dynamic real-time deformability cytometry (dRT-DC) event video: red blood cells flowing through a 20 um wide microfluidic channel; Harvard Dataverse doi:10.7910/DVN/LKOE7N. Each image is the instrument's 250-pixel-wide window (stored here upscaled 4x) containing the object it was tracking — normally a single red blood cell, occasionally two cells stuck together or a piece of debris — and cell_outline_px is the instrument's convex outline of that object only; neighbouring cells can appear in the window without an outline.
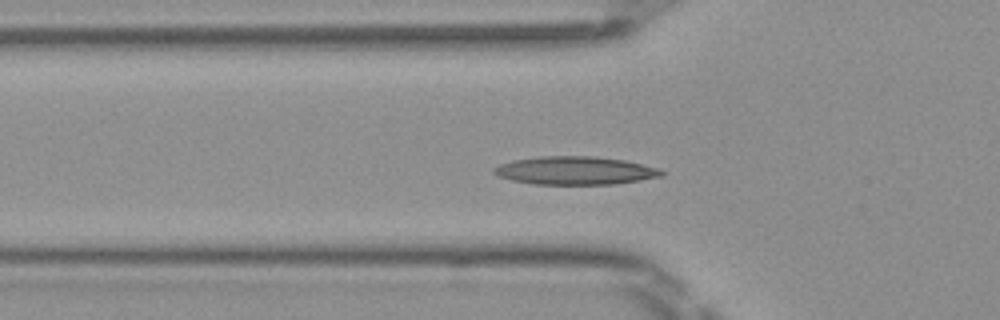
{"species": "Egyptian fruit bat (a non-hibernating species)", "species_latin": "Rousettus aegyptiacus", "temperature_condition": "room temperature", "stored_images_in_passage": 48, "camera_frame_rate_fps": 3000, "um_per_image_px": 0.085, "frame": {"image": 1, "passage_image": 14, "time_ms": 4.333, "image_size_px": [1000, 320], "cell_outline_px": [[664, 176], [616, 184], [532, 184], [512, 180], [500, 176], [492, 172], [492, 168], [500, 164], [512, 160], [540, 156], [596, 156], [624, 160], [660, 168], [664, 172]], "centroid_in_image_um": [48.9, 14.49], "position_along_channel_um": 76.9, "area_um2": 27.63}}
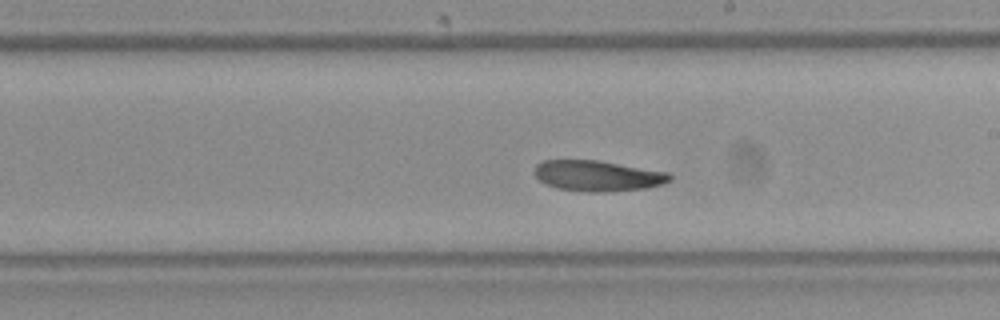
{"frame": {"image": 2, "passage_image": 26, "time_ms": 8.333, "image_size_px": [1000, 320], "cell_outline_px": [[672, 180], [664, 184], [648, 188], [600, 192], [588, 192], [556, 188], [544, 184], [532, 172], [536, 164], [544, 160], [600, 160], [668, 172], [672, 176]], "centroid_in_image_um": [50.8, 14.94], "position_along_channel_um": 238.2, "area_um2": 24.51}}
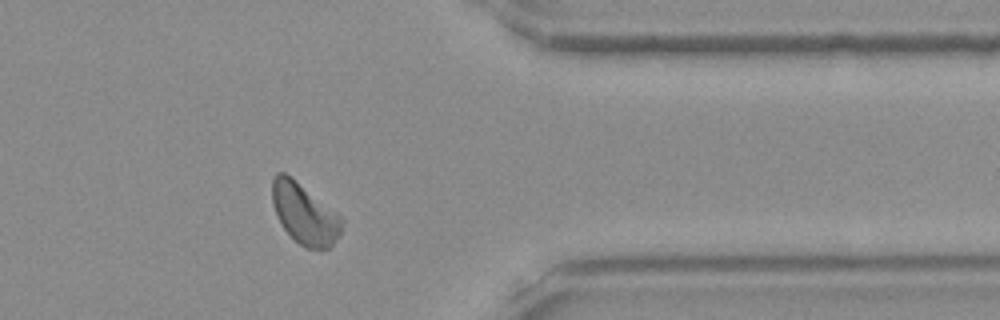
{"frame": {"image": 3, "passage_image": 38, "time_ms": 12.333, "image_size_px": [1000, 320], "cell_outline_px": [[344, 220], [340, 236], [328, 248], [304, 248], [284, 228], [276, 216], [272, 204], [272, 180], [276, 172], [284, 172], [336, 212]], "centroid_in_image_um": [25.87, 18.18], "position_along_channel_um": 385.5, "area_um2": 24.22}, "authors_computed_cell_mechanics": {"area_um2": 24.9118, "velocity_mm_per_s": 4.0334, "shape_relaxation_time_tau1_ms": 6.9787, "shape_relaxation_time_tau2_ms": null, "deformation_change_tau1": 0.1398, "deformation_change_tau2": null}}